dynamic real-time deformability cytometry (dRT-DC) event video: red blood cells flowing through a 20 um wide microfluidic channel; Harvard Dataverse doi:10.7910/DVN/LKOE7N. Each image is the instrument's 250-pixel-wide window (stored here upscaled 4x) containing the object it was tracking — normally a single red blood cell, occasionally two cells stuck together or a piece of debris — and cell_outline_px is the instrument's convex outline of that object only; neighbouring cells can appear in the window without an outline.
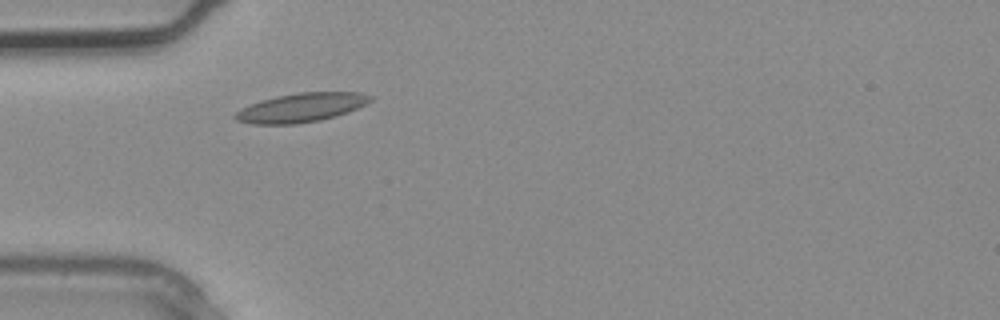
{"species": "common noctule bat (a hibernating species)", "species_latin": "Nyctalus noctula", "temperature_condition": "warm", "stored_images_in_passage": 2, "camera_frame_rate_fps": 3000, "um_per_image_px": 0.085, "animal": {"sex": "male", "body_mass_g": 20.4}, "frame": {"image": 1, "passage_image": 2, "time_ms": 0.333, "image_size_px": [1000, 320], "cell_outline_px": [[372, 100], [348, 112], [336, 116], [320, 120], [296, 124], [252, 124], [236, 120], [232, 116], [240, 108], [260, 100], [276, 96], [296, 92], [360, 92], [372, 96]], "centroid_in_image_um": [25.56, 9.14], "position_along_channel_um": 59.4, "area_um2": 22.89}}